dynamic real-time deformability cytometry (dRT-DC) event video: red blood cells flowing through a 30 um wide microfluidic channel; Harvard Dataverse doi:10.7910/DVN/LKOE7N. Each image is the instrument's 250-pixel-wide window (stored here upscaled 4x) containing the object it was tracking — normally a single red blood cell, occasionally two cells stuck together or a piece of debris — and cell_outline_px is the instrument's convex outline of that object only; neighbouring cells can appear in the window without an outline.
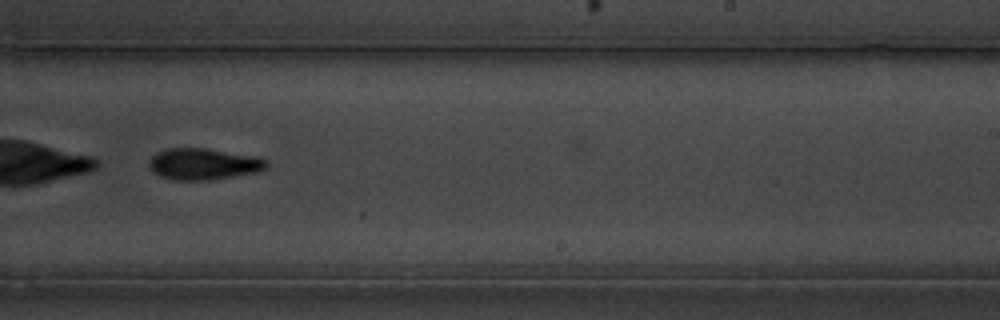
{"species": "common noctule bat (a hibernating species)", "species_latin": "Nyctalus noctula", "temperature_condition": "cold", "stored_images_in_passage": 58, "camera_frame_rate_fps": 3000, "um_per_image_px": 0.085, "animal": {"sex": "male", "body_mass_g": 19.5, "forearm_length_mm": 54.6}, "frame": {"image": 1, "passage_image": 37, "time_ms": 12.0, "image_size_px": [1000, 320], "cell_outline_px": [[268, 168], [256, 172], [208, 180], [172, 180], [160, 176], [152, 172], [148, 168], [148, 160], [156, 152], [164, 148], [208, 148], [256, 156], [268, 160]], "centroid_in_image_um": [17.26, 13.93], "position_along_channel_um": 271.7, "area_um2": 21.85}, "authors_computed_cell_mechanics": {"area_um2": 23.698, "velocity_mm_per_s": 3.396, "shape_relaxation_time_tau1_ms": 2.3914, "shape_relaxation_time_tau2_ms": null, "deformation_change_tau1": 0.2112, "deformation_change_tau2": null}}